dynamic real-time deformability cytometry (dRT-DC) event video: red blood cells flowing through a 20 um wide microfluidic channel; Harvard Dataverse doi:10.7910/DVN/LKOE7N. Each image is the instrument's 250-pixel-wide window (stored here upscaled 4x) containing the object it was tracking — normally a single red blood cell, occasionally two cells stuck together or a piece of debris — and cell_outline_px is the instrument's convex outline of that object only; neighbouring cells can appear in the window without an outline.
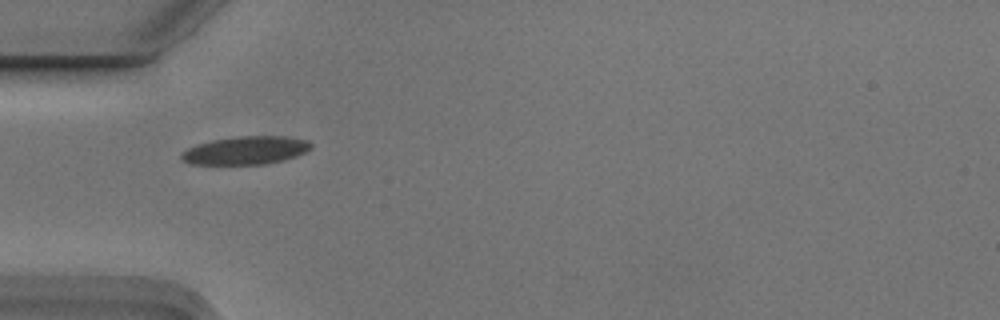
{"species": "Egyptian fruit bat (a non-hibernating species)", "species_latin": "Rousettus aegyptiacus", "temperature_condition": "cold", "stored_images_in_passage": 3, "camera_frame_rate_fps": 3000, "um_per_image_px": 0.085, "animal": {"sex": "male"}, "frame": {"image": 1, "passage_image": 2, "time_ms": 0.333, "image_size_px": [1000, 320], "cell_outline_px": [[312, 148], [296, 156], [264, 164], [192, 164], [180, 160], [180, 152], [196, 144], [212, 140], [240, 136], [284, 136], [308, 140], [312, 144]], "centroid_in_image_um": [20.85, 12.78], "position_along_channel_um": 64.2, "area_um2": 21.21}}
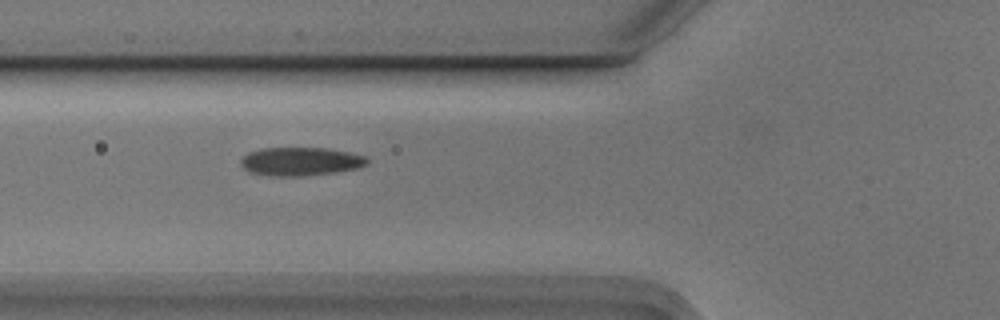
{"frame": {"image": 2, "passage_image": 3, "time_ms": 0.667, "image_size_px": [1000, 320], "cell_outline_px": [[368, 164], [356, 168], [336, 172], [300, 176], [272, 176], [248, 172], [240, 164], [240, 160], [248, 152], [260, 148], [328, 148], [348, 152], [364, 156], [368, 160]], "centroid_in_image_um": [25.51, 13.72], "position_along_channel_um": 100.3, "area_um2": 20.92}}